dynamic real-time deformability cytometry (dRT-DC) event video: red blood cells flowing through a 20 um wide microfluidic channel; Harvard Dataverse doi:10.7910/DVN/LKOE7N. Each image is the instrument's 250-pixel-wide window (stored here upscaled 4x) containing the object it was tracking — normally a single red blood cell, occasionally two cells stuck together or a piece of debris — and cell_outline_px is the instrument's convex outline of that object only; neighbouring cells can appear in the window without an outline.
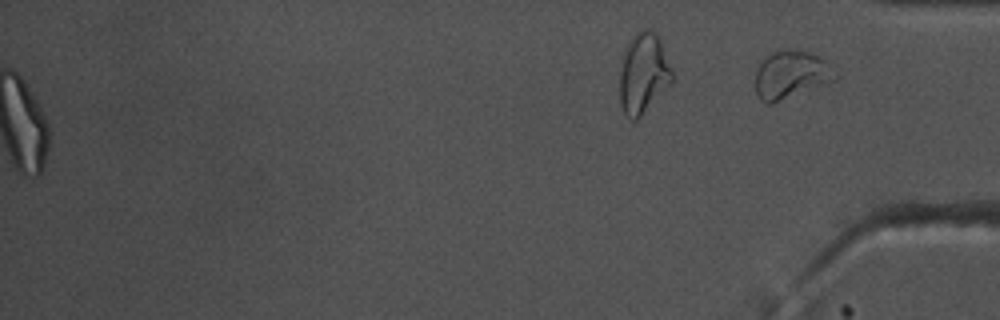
{"species": "common noctule bat (a hibernating species)", "species_latin": "Nyctalus noctula", "temperature_condition": "warm", "stored_images_in_passage": 51, "segment_of_instrument_passage": [2, 2], "camera_frame_rate_fps": 3000, "um_per_image_px": 0.085, "animal": {"sex": "male", "body_mass_g": 17.5, "forearm_length_mm": 52.3}, "frame": {"image": 1, "passage_image": 51, "time_ms": 16.667, "image_size_px": [1000, 320], "cell_outline_px": [[840, 76], [836, 80], [772, 104], [768, 104], [760, 100], [756, 92], [756, 68], [764, 56], [772, 52], [784, 48], [788, 48], [808, 52], [832, 64]], "centroid_in_image_um": [67.25, 6.34], "position_along_channel_um": 368.0, "area_um2": 22.72}}